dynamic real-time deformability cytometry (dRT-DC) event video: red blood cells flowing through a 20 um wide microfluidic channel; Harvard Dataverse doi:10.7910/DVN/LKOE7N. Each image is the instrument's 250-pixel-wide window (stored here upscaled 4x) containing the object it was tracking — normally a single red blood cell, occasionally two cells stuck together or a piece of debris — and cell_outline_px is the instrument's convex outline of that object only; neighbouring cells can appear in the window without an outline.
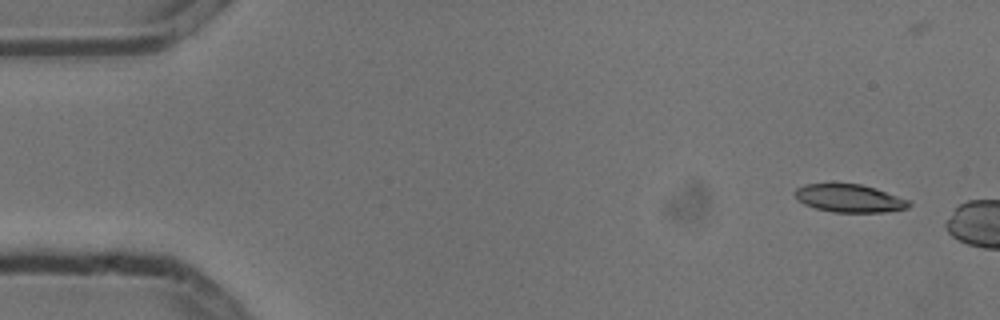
{"species": "common noctule bat (a hibernating species)", "species_latin": "Nyctalus noctula", "temperature_condition": "cold", "stored_images_in_passage": 3, "camera_frame_rate_fps": 3000, "um_per_image_px": 0.085, "animal": {"sex": "male", "body_mass_g": 13.3}, "frame": {"image": 1, "passage_image": 1, "time_ms": 0.0, "image_size_px": [1000, 320], "cell_outline_px": [[912, 204], [908, 208], [884, 212], [832, 212], [816, 208], [804, 204], [796, 200], [792, 192], [796, 188], [804, 184], [860, 184], [876, 188], [908, 200]], "centroid_in_image_um": [72.15, 16.86], "position_along_channel_um": 12.8, "area_um2": 18.61}}